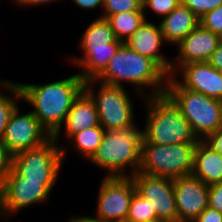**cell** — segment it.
Segmentation results:
<instances>
[{
  "mask_svg": "<svg viewBox=\"0 0 222 222\" xmlns=\"http://www.w3.org/2000/svg\"><path fill=\"white\" fill-rule=\"evenodd\" d=\"M72 1L80 9L92 11L101 8L100 10H103L104 0H72Z\"/></svg>",
  "mask_w": 222,
  "mask_h": 222,
  "instance_id": "cell-33",
  "label": "cell"
},
{
  "mask_svg": "<svg viewBox=\"0 0 222 222\" xmlns=\"http://www.w3.org/2000/svg\"><path fill=\"white\" fill-rule=\"evenodd\" d=\"M193 222H222V213L207 206Z\"/></svg>",
  "mask_w": 222,
  "mask_h": 222,
  "instance_id": "cell-32",
  "label": "cell"
},
{
  "mask_svg": "<svg viewBox=\"0 0 222 222\" xmlns=\"http://www.w3.org/2000/svg\"><path fill=\"white\" fill-rule=\"evenodd\" d=\"M125 44L138 54L153 60L168 76L172 59L162 54L161 49L168 45L161 32L159 23L144 20L139 28L125 41Z\"/></svg>",
  "mask_w": 222,
  "mask_h": 222,
  "instance_id": "cell-17",
  "label": "cell"
},
{
  "mask_svg": "<svg viewBox=\"0 0 222 222\" xmlns=\"http://www.w3.org/2000/svg\"><path fill=\"white\" fill-rule=\"evenodd\" d=\"M141 128L136 123L124 129L105 131L101 144L88 163L107 172L104 175L107 177H131L140 166Z\"/></svg>",
  "mask_w": 222,
  "mask_h": 222,
  "instance_id": "cell-3",
  "label": "cell"
},
{
  "mask_svg": "<svg viewBox=\"0 0 222 222\" xmlns=\"http://www.w3.org/2000/svg\"><path fill=\"white\" fill-rule=\"evenodd\" d=\"M143 0H104L103 12L98 17L108 18L121 12L143 11Z\"/></svg>",
  "mask_w": 222,
  "mask_h": 222,
  "instance_id": "cell-25",
  "label": "cell"
},
{
  "mask_svg": "<svg viewBox=\"0 0 222 222\" xmlns=\"http://www.w3.org/2000/svg\"><path fill=\"white\" fill-rule=\"evenodd\" d=\"M202 141L212 150L222 155V128L217 129Z\"/></svg>",
  "mask_w": 222,
  "mask_h": 222,
  "instance_id": "cell-31",
  "label": "cell"
},
{
  "mask_svg": "<svg viewBox=\"0 0 222 222\" xmlns=\"http://www.w3.org/2000/svg\"><path fill=\"white\" fill-rule=\"evenodd\" d=\"M158 22L164 39L169 46H176L200 24L199 17L182 3Z\"/></svg>",
  "mask_w": 222,
  "mask_h": 222,
  "instance_id": "cell-19",
  "label": "cell"
},
{
  "mask_svg": "<svg viewBox=\"0 0 222 222\" xmlns=\"http://www.w3.org/2000/svg\"><path fill=\"white\" fill-rule=\"evenodd\" d=\"M12 167V155L7 150L6 146L0 142V183L10 173Z\"/></svg>",
  "mask_w": 222,
  "mask_h": 222,
  "instance_id": "cell-30",
  "label": "cell"
},
{
  "mask_svg": "<svg viewBox=\"0 0 222 222\" xmlns=\"http://www.w3.org/2000/svg\"><path fill=\"white\" fill-rule=\"evenodd\" d=\"M56 183L27 181L11 168L10 173L0 183V195L8 219L32 205L48 202Z\"/></svg>",
  "mask_w": 222,
  "mask_h": 222,
  "instance_id": "cell-11",
  "label": "cell"
},
{
  "mask_svg": "<svg viewBox=\"0 0 222 222\" xmlns=\"http://www.w3.org/2000/svg\"><path fill=\"white\" fill-rule=\"evenodd\" d=\"M143 103L147 114L142 143L172 145L199 142L190 123L166 94L145 97Z\"/></svg>",
  "mask_w": 222,
  "mask_h": 222,
  "instance_id": "cell-4",
  "label": "cell"
},
{
  "mask_svg": "<svg viewBox=\"0 0 222 222\" xmlns=\"http://www.w3.org/2000/svg\"><path fill=\"white\" fill-rule=\"evenodd\" d=\"M181 3L200 18L205 13L222 5V0H181Z\"/></svg>",
  "mask_w": 222,
  "mask_h": 222,
  "instance_id": "cell-28",
  "label": "cell"
},
{
  "mask_svg": "<svg viewBox=\"0 0 222 222\" xmlns=\"http://www.w3.org/2000/svg\"><path fill=\"white\" fill-rule=\"evenodd\" d=\"M78 74L43 84L20 83L22 100L32 107L40 124L53 136L62 127L74 100L84 90Z\"/></svg>",
  "mask_w": 222,
  "mask_h": 222,
  "instance_id": "cell-1",
  "label": "cell"
},
{
  "mask_svg": "<svg viewBox=\"0 0 222 222\" xmlns=\"http://www.w3.org/2000/svg\"><path fill=\"white\" fill-rule=\"evenodd\" d=\"M192 174L208 186L222 182V155L199 141L194 151Z\"/></svg>",
  "mask_w": 222,
  "mask_h": 222,
  "instance_id": "cell-20",
  "label": "cell"
},
{
  "mask_svg": "<svg viewBox=\"0 0 222 222\" xmlns=\"http://www.w3.org/2000/svg\"><path fill=\"white\" fill-rule=\"evenodd\" d=\"M84 90L94 100L99 124L106 131L124 129L137 123L133 100L125 86L107 85L89 79L84 83Z\"/></svg>",
  "mask_w": 222,
  "mask_h": 222,
  "instance_id": "cell-7",
  "label": "cell"
},
{
  "mask_svg": "<svg viewBox=\"0 0 222 222\" xmlns=\"http://www.w3.org/2000/svg\"><path fill=\"white\" fill-rule=\"evenodd\" d=\"M105 131L106 130L99 125L75 133L68 141H66L70 143L66 144L68 146L62 145V143L60 145L63 160L67 158V155L69 154L68 151H70V146H72L71 150L73 148L80 157H83V160L85 158L87 161H89L101 144Z\"/></svg>",
  "mask_w": 222,
  "mask_h": 222,
  "instance_id": "cell-21",
  "label": "cell"
},
{
  "mask_svg": "<svg viewBox=\"0 0 222 222\" xmlns=\"http://www.w3.org/2000/svg\"><path fill=\"white\" fill-rule=\"evenodd\" d=\"M97 193L94 215H85L90 222H117L127 219L131 199L136 191L132 177L102 178Z\"/></svg>",
  "mask_w": 222,
  "mask_h": 222,
  "instance_id": "cell-10",
  "label": "cell"
},
{
  "mask_svg": "<svg viewBox=\"0 0 222 222\" xmlns=\"http://www.w3.org/2000/svg\"><path fill=\"white\" fill-rule=\"evenodd\" d=\"M178 222H193L208 206L209 186L193 174L173 179Z\"/></svg>",
  "mask_w": 222,
  "mask_h": 222,
  "instance_id": "cell-15",
  "label": "cell"
},
{
  "mask_svg": "<svg viewBox=\"0 0 222 222\" xmlns=\"http://www.w3.org/2000/svg\"><path fill=\"white\" fill-rule=\"evenodd\" d=\"M167 78L168 75L153 60L123 43L95 80L113 86L123 87L124 82L132 85L143 102L145 97L165 94Z\"/></svg>",
  "mask_w": 222,
  "mask_h": 222,
  "instance_id": "cell-2",
  "label": "cell"
},
{
  "mask_svg": "<svg viewBox=\"0 0 222 222\" xmlns=\"http://www.w3.org/2000/svg\"><path fill=\"white\" fill-rule=\"evenodd\" d=\"M56 1H60V0H13V2L16 3L17 7H36V6H40V5H44V4H52V2H56Z\"/></svg>",
  "mask_w": 222,
  "mask_h": 222,
  "instance_id": "cell-35",
  "label": "cell"
},
{
  "mask_svg": "<svg viewBox=\"0 0 222 222\" xmlns=\"http://www.w3.org/2000/svg\"><path fill=\"white\" fill-rule=\"evenodd\" d=\"M107 20L115 37L125 43L145 20V16L143 11H130L110 15Z\"/></svg>",
  "mask_w": 222,
  "mask_h": 222,
  "instance_id": "cell-22",
  "label": "cell"
},
{
  "mask_svg": "<svg viewBox=\"0 0 222 222\" xmlns=\"http://www.w3.org/2000/svg\"><path fill=\"white\" fill-rule=\"evenodd\" d=\"M127 219L137 222L153 221L157 220V215L156 211L152 210L149 201H147L137 191H135L130 202Z\"/></svg>",
  "mask_w": 222,
  "mask_h": 222,
  "instance_id": "cell-24",
  "label": "cell"
},
{
  "mask_svg": "<svg viewBox=\"0 0 222 222\" xmlns=\"http://www.w3.org/2000/svg\"><path fill=\"white\" fill-rule=\"evenodd\" d=\"M18 85V82L16 81H8L7 79H1L0 80V92H9L13 90ZM2 89V90H1ZM4 89V90H3Z\"/></svg>",
  "mask_w": 222,
  "mask_h": 222,
  "instance_id": "cell-36",
  "label": "cell"
},
{
  "mask_svg": "<svg viewBox=\"0 0 222 222\" xmlns=\"http://www.w3.org/2000/svg\"><path fill=\"white\" fill-rule=\"evenodd\" d=\"M68 222H90L89 220H87L84 216H75L73 215L72 217L69 218Z\"/></svg>",
  "mask_w": 222,
  "mask_h": 222,
  "instance_id": "cell-37",
  "label": "cell"
},
{
  "mask_svg": "<svg viewBox=\"0 0 222 222\" xmlns=\"http://www.w3.org/2000/svg\"><path fill=\"white\" fill-rule=\"evenodd\" d=\"M200 25L222 37V5L199 18Z\"/></svg>",
  "mask_w": 222,
  "mask_h": 222,
  "instance_id": "cell-27",
  "label": "cell"
},
{
  "mask_svg": "<svg viewBox=\"0 0 222 222\" xmlns=\"http://www.w3.org/2000/svg\"><path fill=\"white\" fill-rule=\"evenodd\" d=\"M79 40L82 56L67 59L71 65L81 68L78 74L84 81L95 79L123 44L115 37L109 21L102 17L90 22Z\"/></svg>",
  "mask_w": 222,
  "mask_h": 222,
  "instance_id": "cell-5",
  "label": "cell"
},
{
  "mask_svg": "<svg viewBox=\"0 0 222 222\" xmlns=\"http://www.w3.org/2000/svg\"><path fill=\"white\" fill-rule=\"evenodd\" d=\"M20 100H22V94L19 85L9 91V94L0 92V142H2L10 115L16 106L19 105Z\"/></svg>",
  "mask_w": 222,
  "mask_h": 222,
  "instance_id": "cell-23",
  "label": "cell"
},
{
  "mask_svg": "<svg viewBox=\"0 0 222 222\" xmlns=\"http://www.w3.org/2000/svg\"><path fill=\"white\" fill-rule=\"evenodd\" d=\"M208 206L222 213V182L209 186Z\"/></svg>",
  "mask_w": 222,
  "mask_h": 222,
  "instance_id": "cell-29",
  "label": "cell"
},
{
  "mask_svg": "<svg viewBox=\"0 0 222 222\" xmlns=\"http://www.w3.org/2000/svg\"><path fill=\"white\" fill-rule=\"evenodd\" d=\"M53 137L42 145L12 156V169L27 181L57 182L65 162L62 150Z\"/></svg>",
  "mask_w": 222,
  "mask_h": 222,
  "instance_id": "cell-9",
  "label": "cell"
},
{
  "mask_svg": "<svg viewBox=\"0 0 222 222\" xmlns=\"http://www.w3.org/2000/svg\"><path fill=\"white\" fill-rule=\"evenodd\" d=\"M4 218L6 220H8V217L6 216V213H5V210H4V206H3V200L1 198V195H0V219L4 220Z\"/></svg>",
  "mask_w": 222,
  "mask_h": 222,
  "instance_id": "cell-38",
  "label": "cell"
},
{
  "mask_svg": "<svg viewBox=\"0 0 222 222\" xmlns=\"http://www.w3.org/2000/svg\"><path fill=\"white\" fill-rule=\"evenodd\" d=\"M51 137L31 110L22 114L17 105L10 115L2 143L13 156L40 146Z\"/></svg>",
  "mask_w": 222,
  "mask_h": 222,
  "instance_id": "cell-12",
  "label": "cell"
},
{
  "mask_svg": "<svg viewBox=\"0 0 222 222\" xmlns=\"http://www.w3.org/2000/svg\"><path fill=\"white\" fill-rule=\"evenodd\" d=\"M207 62L218 70L222 68V39Z\"/></svg>",
  "mask_w": 222,
  "mask_h": 222,
  "instance_id": "cell-34",
  "label": "cell"
},
{
  "mask_svg": "<svg viewBox=\"0 0 222 222\" xmlns=\"http://www.w3.org/2000/svg\"><path fill=\"white\" fill-rule=\"evenodd\" d=\"M173 77L184 88L222 101V76L219 70L208 62L183 65Z\"/></svg>",
  "mask_w": 222,
  "mask_h": 222,
  "instance_id": "cell-16",
  "label": "cell"
},
{
  "mask_svg": "<svg viewBox=\"0 0 222 222\" xmlns=\"http://www.w3.org/2000/svg\"><path fill=\"white\" fill-rule=\"evenodd\" d=\"M197 143H141L139 172L176 179L192 174Z\"/></svg>",
  "mask_w": 222,
  "mask_h": 222,
  "instance_id": "cell-8",
  "label": "cell"
},
{
  "mask_svg": "<svg viewBox=\"0 0 222 222\" xmlns=\"http://www.w3.org/2000/svg\"><path fill=\"white\" fill-rule=\"evenodd\" d=\"M136 191L149 201L157 219L163 222H178L173 179L137 172L131 176Z\"/></svg>",
  "mask_w": 222,
  "mask_h": 222,
  "instance_id": "cell-13",
  "label": "cell"
},
{
  "mask_svg": "<svg viewBox=\"0 0 222 222\" xmlns=\"http://www.w3.org/2000/svg\"><path fill=\"white\" fill-rule=\"evenodd\" d=\"M165 94L183 113L199 141L222 128L221 100L184 88L172 75L167 78Z\"/></svg>",
  "mask_w": 222,
  "mask_h": 222,
  "instance_id": "cell-6",
  "label": "cell"
},
{
  "mask_svg": "<svg viewBox=\"0 0 222 222\" xmlns=\"http://www.w3.org/2000/svg\"><path fill=\"white\" fill-rule=\"evenodd\" d=\"M117 222H137V221H131V220H128V219H123V220H120V221H117ZM141 222H163L161 220H153V221H141Z\"/></svg>",
  "mask_w": 222,
  "mask_h": 222,
  "instance_id": "cell-39",
  "label": "cell"
},
{
  "mask_svg": "<svg viewBox=\"0 0 222 222\" xmlns=\"http://www.w3.org/2000/svg\"><path fill=\"white\" fill-rule=\"evenodd\" d=\"M181 0H143L142 9L147 20L148 10L150 15L159 16V20L169 15L179 4ZM152 12V13H151Z\"/></svg>",
  "mask_w": 222,
  "mask_h": 222,
  "instance_id": "cell-26",
  "label": "cell"
},
{
  "mask_svg": "<svg viewBox=\"0 0 222 222\" xmlns=\"http://www.w3.org/2000/svg\"><path fill=\"white\" fill-rule=\"evenodd\" d=\"M99 125L96 104L91 96L83 90L74 100L62 127L52 137L59 143L60 137L64 135L65 140L68 141L75 133ZM63 130L65 132L61 134Z\"/></svg>",
  "mask_w": 222,
  "mask_h": 222,
  "instance_id": "cell-18",
  "label": "cell"
},
{
  "mask_svg": "<svg viewBox=\"0 0 222 222\" xmlns=\"http://www.w3.org/2000/svg\"><path fill=\"white\" fill-rule=\"evenodd\" d=\"M222 37L204 29L200 24L177 45V55L171 61L170 75H174L183 65L207 62L218 47ZM176 59V60H175Z\"/></svg>",
  "mask_w": 222,
  "mask_h": 222,
  "instance_id": "cell-14",
  "label": "cell"
}]
</instances>
